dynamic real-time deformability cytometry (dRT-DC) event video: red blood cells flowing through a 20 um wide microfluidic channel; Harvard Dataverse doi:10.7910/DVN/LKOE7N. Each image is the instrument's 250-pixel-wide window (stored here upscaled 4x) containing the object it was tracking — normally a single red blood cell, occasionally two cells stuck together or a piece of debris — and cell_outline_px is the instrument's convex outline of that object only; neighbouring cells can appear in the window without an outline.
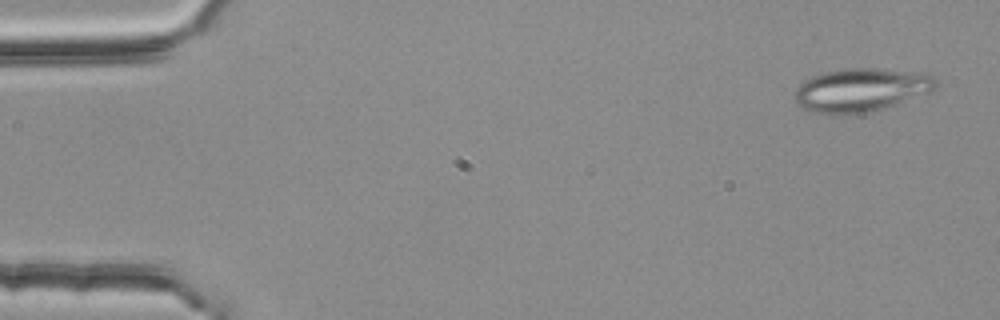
{"species": "common noctule bat (a hibernating species)", "species_latin": "Nyctalus noctula", "temperature_condition": "room temperature", "stored_images_in_passage": 4, "camera_frame_rate_fps": 3000, "um_per_image_px": 0.085, "animal": {"sex": "female", "body_mass_g": 25.1}, "frame": {"image": 1, "passage_image": 1, "time_ms": 0.0, "image_size_px": [1000, 320], "cell_outline_px": [[940, 84], [936, 88], [928, 92], [884, 108], [868, 112], [832, 116], [812, 112], [800, 108], [796, 100], [796, 88], [804, 80], [812, 76], [824, 72], [844, 68], [876, 68], [912, 72], [932, 76]], "centroid_in_image_um": [73.13, 7.66], "position_along_channel_um": 11.9, "area_um2": 35.72}}